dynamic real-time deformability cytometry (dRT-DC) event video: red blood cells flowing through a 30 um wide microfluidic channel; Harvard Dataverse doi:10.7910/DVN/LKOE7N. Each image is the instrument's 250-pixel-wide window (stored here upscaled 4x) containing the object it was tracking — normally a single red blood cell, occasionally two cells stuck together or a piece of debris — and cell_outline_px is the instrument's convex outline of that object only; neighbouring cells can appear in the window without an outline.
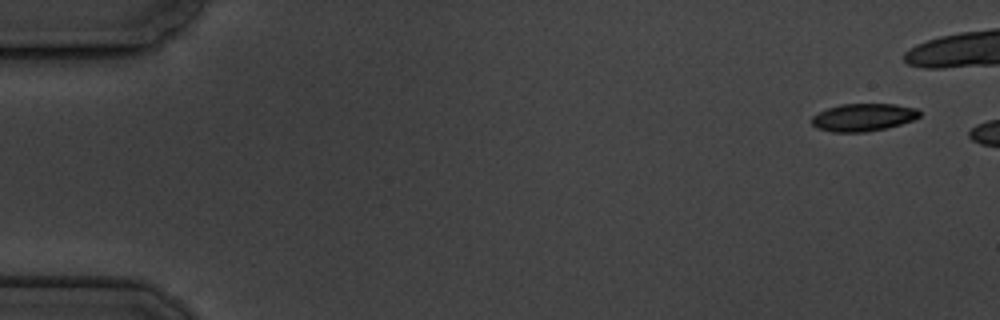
{"species": "common noctule bat (a hibernating species)", "species_latin": "Nyctalus noctula", "temperature_condition": "cold", "stored_images_in_passage": 3, "camera_frame_rate_fps": 3000, "um_per_image_px": 0.085, "animal": {"sex": "male", "body_mass_g": 19.5, "forearm_length_mm": 54.6}, "frame": {"image": 1, "passage_image": 1, "time_ms": 0.0, "image_size_px": [1000, 320], "cell_outline_px": [[920, 116], [912, 120], [888, 128], [864, 132], [832, 132], [816, 128], [812, 124], [812, 116], [828, 108], [840, 104], [896, 104], [916, 108], [920, 112]], "centroid_in_image_um": [73.38, 9.97], "position_along_channel_um": 11.6, "area_um2": 17.34}}